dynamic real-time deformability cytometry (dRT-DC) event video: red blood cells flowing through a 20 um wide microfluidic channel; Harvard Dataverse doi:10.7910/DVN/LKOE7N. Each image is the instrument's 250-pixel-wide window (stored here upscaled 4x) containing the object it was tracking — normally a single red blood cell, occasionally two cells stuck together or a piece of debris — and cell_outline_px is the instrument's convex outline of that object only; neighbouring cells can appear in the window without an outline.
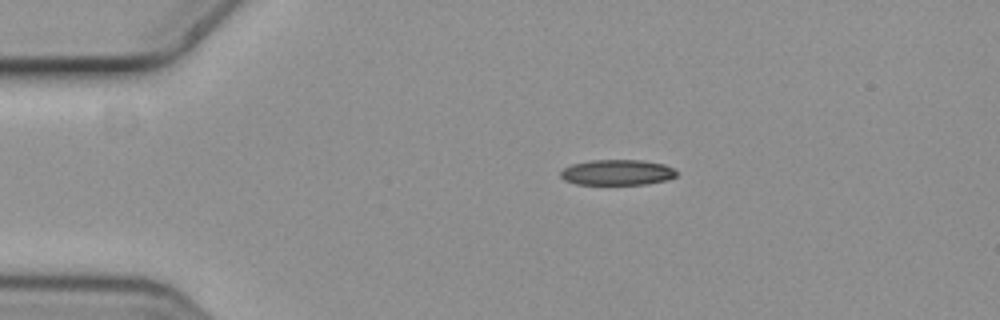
{"species": "common noctule bat (a hibernating species)", "species_latin": "Nyctalus noctula", "temperature_condition": "cold", "stored_images_in_passage": 2, "camera_frame_rate_fps": 3000, "um_per_image_px": 0.085, "animal": {"sex": "female", "body_mass_g": 19.3, "forearm_length_mm": 54.1}, "frame": {"image": 1, "passage_image": 1, "time_ms": 0.0, "image_size_px": [1000, 320], "cell_outline_px": [[676, 176], [668, 180], [648, 184], [576, 184], [564, 180], [560, 176], [560, 172], [564, 168], [572, 164], [588, 160], [644, 160], [664, 164], [672, 168], [676, 172]], "centroid_in_image_um": [52.46, 14.65], "position_along_channel_um": 32.5, "area_um2": 17.34}}